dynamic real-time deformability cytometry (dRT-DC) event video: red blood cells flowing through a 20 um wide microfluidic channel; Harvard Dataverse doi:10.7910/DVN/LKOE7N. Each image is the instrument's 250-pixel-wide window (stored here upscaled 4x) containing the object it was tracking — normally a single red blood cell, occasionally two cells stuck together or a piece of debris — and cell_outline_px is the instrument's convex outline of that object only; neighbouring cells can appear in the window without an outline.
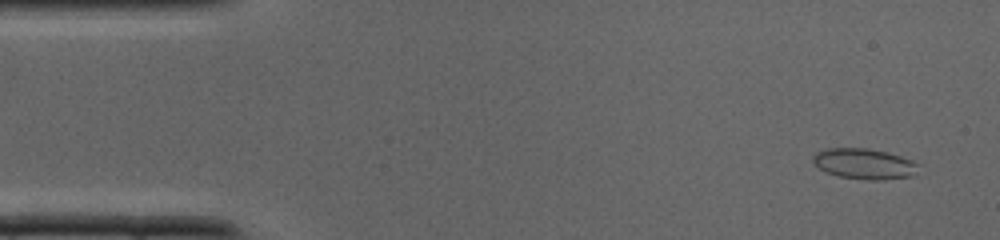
{"species": "common noctule bat (a hibernating species)", "species_latin": "Nyctalus noctula", "temperature_condition": "cold", "stored_images_in_passage": 36, "camera_frame_rate_fps": 3000, "um_per_image_px": 0.085, "animal": {"sex": "male", "body_mass_g": 19.0, "forearm_length_mm": 50.8}, "frame": {"image": 1, "passage_image": 2, "time_ms": 0.333, "image_size_px": [1000, 240], "cell_outline_px": [[920, 164], [908, 176], [880, 180], [872, 180], [840, 176], [824, 172], [812, 160], [812, 156], [816, 152], [828, 148], [864, 148], [888, 152], [912, 160]], "centroid_in_image_um": [73.41, 13.9], "position_along_channel_um": 11.6, "area_um2": 18.44}}
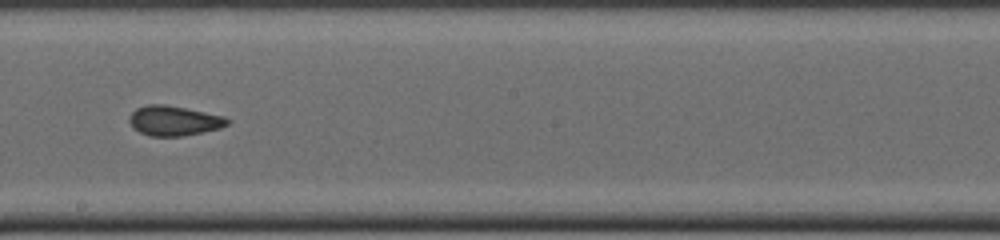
{"frame": {"image": 2, "passage_image": 20, "time_ms": 6.333, "image_size_px": [1000, 240], "cell_outline_px": [[232, 120], [228, 124], [220, 128], [204, 132], [184, 136], [148, 136], [132, 128], [128, 120], [128, 116], [136, 108], [148, 104], [164, 104], [224, 116]], "centroid_in_image_um": [14.76, 10.27], "position_along_channel_um": 233.4, "area_um2": 17.22}}
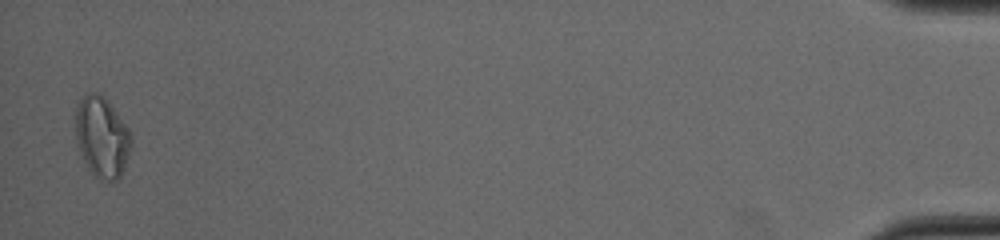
{"frame": {"image": 3, "passage_image": 36, "time_ms": 11.667, "image_size_px": [1000, 240], "cell_outline_px": [[132, 144], [124, 168], [120, 176], [116, 180], [100, 180], [88, 168], [80, 152], [76, 136], [76, 108], [80, 100], [88, 92], [100, 92], [104, 96], [128, 128], [132, 140]], "centroid_in_image_um": [8.67, 11.63], "position_along_channel_um": 426.5, "area_um2": 25.89}}